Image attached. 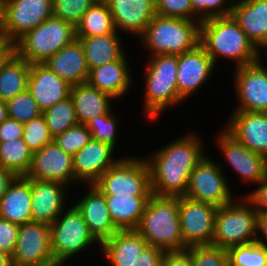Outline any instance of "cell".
<instances>
[{"mask_svg": "<svg viewBox=\"0 0 267 266\" xmlns=\"http://www.w3.org/2000/svg\"><path fill=\"white\" fill-rule=\"evenodd\" d=\"M196 133L182 134L144 157L150 172L152 194L169 197L185 196L191 172L207 154L204 140Z\"/></svg>", "mask_w": 267, "mask_h": 266, "instance_id": "cell-1", "label": "cell"}, {"mask_svg": "<svg viewBox=\"0 0 267 266\" xmlns=\"http://www.w3.org/2000/svg\"><path fill=\"white\" fill-rule=\"evenodd\" d=\"M200 45L216 66L218 58H223L233 62L234 68L256 62L260 51L232 16L202 21Z\"/></svg>", "mask_w": 267, "mask_h": 266, "instance_id": "cell-2", "label": "cell"}, {"mask_svg": "<svg viewBox=\"0 0 267 266\" xmlns=\"http://www.w3.org/2000/svg\"><path fill=\"white\" fill-rule=\"evenodd\" d=\"M142 69L145 70L142 110L151 123L168 109L184 102L177 89L178 55L149 56Z\"/></svg>", "mask_w": 267, "mask_h": 266, "instance_id": "cell-3", "label": "cell"}, {"mask_svg": "<svg viewBox=\"0 0 267 266\" xmlns=\"http://www.w3.org/2000/svg\"><path fill=\"white\" fill-rule=\"evenodd\" d=\"M148 245L164 251L183 250L178 197L152 194L136 229Z\"/></svg>", "mask_w": 267, "mask_h": 266, "instance_id": "cell-4", "label": "cell"}, {"mask_svg": "<svg viewBox=\"0 0 267 266\" xmlns=\"http://www.w3.org/2000/svg\"><path fill=\"white\" fill-rule=\"evenodd\" d=\"M201 22L155 14L138 38L148 56L180 55L200 44Z\"/></svg>", "mask_w": 267, "mask_h": 266, "instance_id": "cell-5", "label": "cell"}, {"mask_svg": "<svg viewBox=\"0 0 267 266\" xmlns=\"http://www.w3.org/2000/svg\"><path fill=\"white\" fill-rule=\"evenodd\" d=\"M257 216L254 205L244 194L231 203L218 207L212 245L227 250L232 246L256 242Z\"/></svg>", "mask_w": 267, "mask_h": 266, "instance_id": "cell-6", "label": "cell"}, {"mask_svg": "<svg viewBox=\"0 0 267 266\" xmlns=\"http://www.w3.org/2000/svg\"><path fill=\"white\" fill-rule=\"evenodd\" d=\"M66 209L50 225L51 251L59 266L68 265L69 260L78 258L91 246L100 249L77 208L70 204Z\"/></svg>", "mask_w": 267, "mask_h": 266, "instance_id": "cell-7", "label": "cell"}, {"mask_svg": "<svg viewBox=\"0 0 267 266\" xmlns=\"http://www.w3.org/2000/svg\"><path fill=\"white\" fill-rule=\"evenodd\" d=\"M75 39V26L52 16L19 38L13 51L29 64L44 63Z\"/></svg>", "mask_w": 267, "mask_h": 266, "instance_id": "cell-8", "label": "cell"}, {"mask_svg": "<svg viewBox=\"0 0 267 266\" xmlns=\"http://www.w3.org/2000/svg\"><path fill=\"white\" fill-rule=\"evenodd\" d=\"M94 185L104 195H152L150 172L144 156L124 155Z\"/></svg>", "mask_w": 267, "mask_h": 266, "instance_id": "cell-9", "label": "cell"}, {"mask_svg": "<svg viewBox=\"0 0 267 266\" xmlns=\"http://www.w3.org/2000/svg\"><path fill=\"white\" fill-rule=\"evenodd\" d=\"M217 162L206 154L195 166L190 174L185 194L187 198L216 207L224 206L237 199L231 192L224 164Z\"/></svg>", "mask_w": 267, "mask_h": 266, "instance_id": "cell-10", "label": "cell"}, {"mask_svg": "<svg viewBox=\"0 0 267 266\" xmlns=\"http://www.w3.org/2000/svg\"><path fill=\"white\" fill-rule=\"evenodd\" d=\"M11 259L19 266H59L51 251L50 224L30 221L20 225Z\"/></svg>", "mask_w": 267, "mask_h": 266, "instance_id": "cell-11", "label": "cell"}, {"mask_svg": "<svg viewBox=\"0 0 267 266\" xmlns=\"http://www.w3.org/2000/svg\"><path fill=\"white\" fill-rule=\"evenodd\" d=\"M53 0H8L4 5L2 38L13 45L28 31L53 16Z\"/></svg>", "mask_w": 267, "mask_h": 266, "instance_id": "cell-12", "label": "cell"}, {"mask_svg": "<svg viewBox=\"0 0 267 266\" xmlns=\"http://www.w3.org/2000/svg\"><path fill=\"white\" fill-rule=\"evenodd\" d=\"M218 133L214 141L227 162L225 165L231 166L242 182L257 186L267 175V159L243 145L225 128Z\"/></svg>", "mask_w": 267, "mask_h": 266, "instance_id": "cell-13", "label": "cell"}, {"mask_svg": "<svg viewBox=\"0 0 267 266\" xmlns=\"http://www.w3.org/2000/svg\"><path fill=\"white\" fill-rule=\"evenodd\" d=\"M178 209L184 244L187 247L212 245L218 207L181 196L178 197Z\"/></svg>", "mask_w": 267, "mask_h": 266, "instance_id": "cell-14", "label": "cell"}, {"mask_svg": "<svg viewBox=\"0 0 267 266\" xmlns=\"http://www.w3.org/2000/svg\"><path fill=\"white\" fill-rule=\"evenodd\" d=\"M25 177L61 182L70 189L79 184L74 179L73 156L63 151L54 141L33 152L31 166Z\"/></svg>", "mask_w": 267, "mask_h": 266, "instance_id": "cell-15", "label": "cell"}, {"mask_svg": "<svg viewBox=\"0 0 267 266\" xmlns=\"http://www.w3.org/2000/svg\"><path fill=\"white\" fill-rule=\"evenodd\" d=\"M233 86L237 97L232 111L267 113V75L257 63L234 68Z\"/></svg>", "mask_w": 267, "mask_h": 266, "instance_id": "cell-16", "label": "cell"}, {"mask_svg": "<svg viewBox=\"0 0 267 266\" xmlns=\"http://www.w3.org/2000/svg\"><path fill=\"white\" fill-rule=\"evenodd\" d=\"M216 68L214 61L200 44L193 50L178 55V95L186 102L208 83L206 81L215 73Z\"/></svg>", "mask_w": 267, "mask_h": 266, "instance_id": "cell-17", "label": "cell"}, {"mask_svg": "<svg viewBox=\"0 0 267 266\" xmlns=\"http://www.w3.org/2000/svg\"><path fill=\"white\" fill-rule=\"evenodd\" d=\"M107 144L90 139L73 156L74 179L79 185L94 184L110 167H112L121 157Z\"/></svg>", "mask_w": 267, "mask_h": 266, "instance_id": "cell-18", "label": "cell"}, {"mask_svg": "<svg viewBox=\"0 0 267 266\" xmlns=\"http://www.w3.org/2000/svg\"><path fill=\"white\" fill-rule=\"evenodd\" d=\"M71 189L55 181L31 179V215L32 221L52 224L67 208ZM68 195V196H67Z\"/></svg>", "mask_w": 267, "mask_h": 266, "instance_id": "cell-19", "label": "cell"}, {"mask_svg": "<svg viewBox=\"0 0 267 266\" xmlns=\"http://www.w3.org/2000/svg\"><path fill=\"white\" fill-rule=\"evenodd\" d=\"M85 194L73 205L81 213L89 231L101 244L111 238L118 229L115 227L107 207L104 194L94 184H85ZM88 188V189H87Z\"/></svg>", "mask_w": 267, "mask_h": 266, "instance_id": "cell-20", "label": "cell"}, {"mask_svg": "<svg viewBox=\"0 0 267 266\" xmlns=\"http://www.w3.org/2000/svg\"><path fill=\"white\" fill-rule=\"evenodd\" d=\"M110 9L117 32L134 39L145 31L155 12V0H104Z\"/></svg>", "mask_w": 267, "mask_h": 266, "instance_id": "cell-21", "label": "cell"}, {"mask_svg": "<svg viewBox=\"0 0 267 266\" xmlns=\"http://www.w3.org/2000/svg\"><path fill=\"white\" fill-rule=\"evenodd\" d=\"M224 128L254 153L267 159V113L232 111Z\"/></svg>", "mask_w": 267, "mask_h": 266, "instance_id": "cell-22", "label": "cell"}, {"mask_svg": "<svg viewBox=\"0 0 267 266\" xmlns=\"http://www.w3.org/2000/svg\"><path fill=\"white\" fill-rule=\"evenodd\" d=\"M71 86L43 63L30 65L27 89L42 113L70 97Z\"/></svg>", "mask_w": 267, "mask_h": 266, "instance_id": "cell-23", "label": "cell"}, {"mask_svg": "<svg viewBox=\"0 0 267 266\" xmlns=\"http://www.w3.org/2000/svg\"><path fill=\"white\" fill-rule=\"evenodd\" d=\"M125 53L120 59L89 70L87 83L109 94L115 101L124 99L133 86L132 69Z\"/></svg>", "mask_w": 267, "mask_h": 266, "instance_id": "cell-24", "label": "cell"}, {"mask_svg": "<svg viewBox=\"0 0 267 266\" xmlns=\"http://www.w3.org/2000/svg\"><path fill=\"white\" fill-rule=\"evenodd\" d=\"M231 16L259 50L267 49V0L236 1Z\"/></svg>", "mask_w": 267, "mask_h": 266, "instance_id": "cell-25", "label": "cell"}, {"mask_svg": "<svg viewBox=\"0 0 267 266\" xmlns=\"http://www.w3.org/2000/svg\"><path fill=\"white\" fill-rule=\"evenodd\" d=\"M148 245L136 229L118 230L100 244L102 259L110 266H133L136 258Z\"/></svg>", "mask_w": 267, "mask_h": 266, "instance_id": "cell-26", "label": "cell"}, {"mask_svg": "<svg viewBox=\"0 0 267 266\" xmlns=\"http://www.w3.org/2000/svg\"><path fill=\"white\" fill-rule=\"evenodd\" d=\"M43 64L70 85L87 82L89 70L83 46L77 38L57 51Z\"/></svg>", "mask_w": 267, "mask_h": 266, "instance_id": "cell-27", "label": "cell"}, {"mask_svg": "<svg viewBox=\"0 0 267 266\" xmlns=\"http://www.w3.org/2000/svg\"><path fill=\"white\" fill-rule=\"evenodd\" d=\"M31 179L17 176L0 198V217L23 225L32 221Z\"/></svg>", "mask_w": 267, "mask_h": 266, "instance_id": "cell-28", "label": "cell"}, {"mask_svg": "<svg viewBox=\"0 0 267 266\" xmlns=\"http://www.w3.org/2000/svg\"><path fill=\"white\" fill-rule=\"evenodd\" d=\"M77 121L80 124H87L94 117L107 113L115 102L109 94H106L87 82L72 85L70 89Z\"/></svg>", "mask_w": 267, "mask_h": 266, "instance_id": "cell-29", "label": "cell"}, {"mask_svg": "<svg viewBox=\"0 0 267 266\" xmlns=\"http://www.w3.org/2000/svg\"><path fill=\"white\" fill-rule=\"evenodd\" d=\"M83 46L88 70L120 59L126 52L121 34L77 38Z\"/></svg>", "mask_w": 267, "mask_h": 266, "instance_id": "cell-30", "label": "cell"}, {"mask_svg": "<svg viewBox=\"0 0 267 266\" xmlns=\"http://www.w3.org/2000/svg\"><path fill=\"white\" fill-rule=\"evenodd\" d=\"M118 230L137 229L150 196L104 195Z\"/></svg>", "mask_w": 267, "mask_h": 266, "instance_id": "cell-31", "label": "cell"}, {"mask_svg": "<svg viewBox=\"0 0 267 266\" xmlns=\"http://www.w3.org/2000/svg\"><path fill=\"white\" fill-rule=\"evenodd\" d=\"M30 65L14 51L0 66V99L7 101L27 89Z\"/></svg>", "mask_w": 267, "mask_h": 266, "instance_id": "cell-32", "label": "cell"}, {"mask_svg": "<svg viewBox=\"0 0 267 266\" xmlns=\"http://www.w3.org/2000/svg\"><path fill=\"white\" fill-rule=\"evenodd\" d=\"M76 38L107 34H120L116 31L113 17L104 0H98L84 14L76 25Z\"/></svg>", "mask_w": 267, "mask_h": 266, "instance_id": "cell-33", "label": "cell"}, {"mask_svg": "<svg viewBox=\"0 0 267 266\" xmlns=\"http://www.w3.org/2000/svg\"><path fill=\"white\" fill-rule=\"evenodd\" d=\"M33 152L23 138L0 142V166L16 176H26L30 169Z\"/></svg>", "mask_w": 267, "mask_h": 266, "instance_id": "cell-34", "label": "cell"}, {"mask_svg": "<svg viewBox=\"0 0 267 266\" xmlns=\"http://www.w3.org/2000/svg\"><path fill=\"white\" fill-rule=\"evenodd\" d=\"M113 110L114 107L107 113L90 119L86 126L91 133L92 139L107 144L116 151L118 149L117 142H119L118 135H121L118 131L120 120L119 116Z\"/></svg>", "mask_w": 267, "mask_h": 266, "instance_id": "cell-35", "label": "cell"}, {"mask_svg": "<svg viewBox=\"0 0 267 266\" xmlns=\"http://www.w3.org/2000/svg\"><path fill=\"white\" fill-rule=\"evenodd\" d=\"M46 120L50 135L55 138L70 127L78 124L75 107L71 97L57 102L42 113Z\"/></svg>", "mask_w": 267, "mask_h": 266, "instance_id": "cell-36", "label": "cell"}, {"mask_svg": "<svg viewBox=\"0 0 267 266\" xmlns=\"http://www.w3.org/2000/svg\"><path fill=\"white\" fill-rule=\"evenodd\" d=\"M229 266H267V247L253 242L227 249Z\"/></svg>", "mask_w": 267, "mask_h": 266, "instance_id": "cell-37", "label": "cell"}, {"mask_svg": "<svg viewBox=\"0 0 267 266\" xmlns=\"http://www.w3.org/2000/svg\"><path fill=\"white\" fill-rule=\"evenodd\" d=\"M6 104L8 117L23 124L42 115L28 89L7 100Z\"/></svg>", "mask_w": 267, "mask_h": 266, "instance_id": "cell-38", "label": "cell"}, {"mask_svg": "<svg viewBox=\"0 0 267 266\" xmlns=\"http://www.w3.org/2000/svg\"><path fill=\"white\" fill-rule=\"evenodd\" d=\"M98 0H53V17L65 20L75 27L81 21L83 14Z\"/></svg>", "mask_w": 267, "mask_h": 266, "instance_id": "cell-39", "label": "cell"}, {"mask_svg": "<svg viewBox=\"0 0 267 266\" xmlns=\"http://www.w3.org/2000/svg\"><path fill=\"white\" fill-rule=\"evenodd\" d=\"M193 20L202 22L211 18L231 16L233 0H191Z\"/></svg>", "mask_w": 267, "mask_h": 266, "instance_id": "cell-40", "label": "cell"}, {"mask_svg": "<svg viewBox=\"0 0 267 266\" xmlns=\"http://www.w3.org/2000/svg\"><path fill=\"white\" fill-rule=\"evenodd\" d=\"M92 138L85 124H76L53 138V141L66 153L74 156Z\"/></svg>", "mask_w": 267, "mask_h": 266, "instance_id": "cell-41", "label": "cell"}, {"mask_svg": "<svg viewBox=\"0 0 267 266\" xmlns=\"http://www.w3.org/2000/svg\"><path fill=\"white\" fill-rule=\"evenodd\" d=\"M22 138L32 152L53 141L43 115L24 124Z\"/></svg>", "mask_w": 267, "mask_h": 266, "instance_id": "cell-42", "label": "cell"}, {"mask_svg": "<svg viewBox=\"0 0 267 266\" xmlns=\"http://www.w3.org/2000/svg\"><path fill=\"white\" fill-rule=\"evenodd\" d=\"M191 252L193 266H229L227 250L213 245H193Z\"/></svg>", "mask_w": 267, "mask_h": 266, "instance_id": "cell-43", "label": "cell"}, {"mask_svg": "<svg viewBox=\"0 0 267 266\" xmlns=\"http://www.w3.org/2000/svg\"><path fill=\"white\" fill-rule=\"evenodd\" d=\"M157 15L193 20L191 0H155Z\"/></svg>", "mask_w": 267, "mask_h": 266, "instance_id": "cell-44", "label": "cell"}, {"mask_svg": "<svg viewBox=\"0 0 267 266\" xmlns=\"http://www.w3.org/2000/svg\"><path fill=\"white\" fill-rule=\"evenodd\" d=\"M20 225L0 217V251L12 255Z\"/></svg>", "mask_w": 267, "mask_h": 266, "instance_id": "cell-45", "label": "cell"}, {"mask_svg": "<svg viewBox=\"0 0 267 266\" xmlns=\"http://www.w3.org/2000/svg\"><path fill=\"white\" fill-rule=\"evenodd\" d=\"M257 213H267V175L252 191L244 195Z\"/></svg>", "mask_w": 267, "mask_h": 266, "instance_id": "cell-46", "label": "cell"}, {"mask_svg": "<svg viewBox=\"0 0 267 266\" xmlns=\"http://www.w3.org/2000/svg\"><path fill=\"white\" fill-rule=\"evenodd\" d=\"M165 251L152 245H147L140 253L133 266H162Z\"/></svg>", "mask_w": 267, "mask_h": 266, "instance_id": "cell-47", "label": "cell"}, {"mask_svg": "<svg viewBox=\"0 0 267 266\" xmlns=\"http://www.w3.org/2000/svg\"><path fill=\"white\" fill-rule=\"evenodd\" d=\"M23 128V123L8 117L0 124V142L22 138Z\"/></svg>", "mask_w": 267, "mask_h": 266, "instance_id": "cell-48", "label": "cell"}, {"mask_svg": "<svg viewBox=\"0 0 267 266\" xmlns=\"http://www.w3.org/2000/svg\"><path fill=\"white\" fill-rule=\"evenodd\" d=\"M162 266H193L191 252L183 250L165 251Z\"/></svg>", "mask_w": 267, "mask_h": 266, "instance_id": "cell-49", "label": "cell"}, {"mask_svg": "<svg viewBox=\"0 0 267 266\" xmlns=\"http://www.w3.org/2000/svg\"><path fill=\"white\" fill-rule=\"evenodd\" d=\"M256 242L267 247V213H258Z\"/></svg>", "mask_w": 267, "mask_h": 266, "instance_id": "cell-50", "label": "cell"}, {"mask_svg": "<svg viewBox=\"0 0 267 266\" xmlns=\"http://www.w3.org/2000/svg\"><path fill=\"white\" fill-rule=\"evenodd\" d=\"M16 177L17 176L13 172L0 166V198L7 191L9 185Z\"/></svg>", "mask_w": 267, "mask_h": 266, "instance_id": "cell-51", "label": "cell"}, {"mask_svg": "<svg viewBox=\"0 0 267 266\" xmlns=\"http://www.w3.org/2000/svg\"><path fill=\"white\" fill-rule=\"evenodd\" d=\"M13 52V45L8 43H3L0 46V66L3 61Z\"/></svg>", "mask_w": 267, "mask_h": 266, "instance_id": "cell-52", "label": "cell"}, {"mask_svg": "<svg viewBox=\"0 0 267 266\" xmlns=\"http://www.w3.org/2000/svg\"><path fill=\"white\" fill-rule=\"evenodd\" d=\"M0 266H12L11 255L0 251Z\"/></svg>", "mask_w": 267, "mask_h": 266, "instance_id": "cell-53", "label": "cell"}, {"mask_svg": "<svg viewBox=\"0 0 267 266\" xmlns=\"http://www.w3.org/2000/svg\"><path fill=\"white\" fill-rule=\"evenodd\" d=\"M8 118L6 101L0 99V124Z\"/></svg>", "mask_w": 267, "mask_h": 266, "instance_id": "cell-54", "label": "cell"}, {"mask_svg": "<svg viewBox=\"0 0 267 266\" xmlns=\"http://www.w3.org/2000/svg\"><path fill=\"white\" fill-rule=\"evenodd\" d=\"M265 51H267V49H265ZM261 52H263V51H261V50L259 51L258 57L256 59V62L263 68V70L266 72V75H267V66H266V63H264V59H263V56H262L263 53H261Z\"/></svg>", "mask_w": 267, "mask_h": 266, "instance_id": "cell-55", "label": "cell"}, {"mask_svg": "<svg viewBox=\"0 0 267 266\" xmlns=\"http://www.w3.org/2000/svg\"><path fill=\"white\" fill-rule=\"evenodd\" d=\"M3 13H4V6L0 3V34H2Z\"/></svg>", "mask_w": 267, "mask_h": 266, "instance_id": "cell-56", "label": "cell"}, {"mask_svg": "<svg viewBox=\"0 0 267 266\" xmlns=\"http://www.w3.org/2000/svg\"><path fill=\"white\" fill-rule=\"evenodd\" d=\"M8 2V0H0V3L4 6L6 3Z\"/></svg>", "mask_w": 267, "mask_h": 266, "instance_id": "cell-57", "label": "cell"}, {"mask_svg": "<svg viewBox=\"0 0 267 266\" xmlns=\"http://www.w3.org/2000/svg\"><path fill=\"white\" fill-rule=\"evenodd\" d=\"M4 43V40L2 38V34H0V46Z\"/></svg>", "mask_w": 267, "mask_h": 266, "instance_id": "cell-58", "label": "cell"}]
</instances>
